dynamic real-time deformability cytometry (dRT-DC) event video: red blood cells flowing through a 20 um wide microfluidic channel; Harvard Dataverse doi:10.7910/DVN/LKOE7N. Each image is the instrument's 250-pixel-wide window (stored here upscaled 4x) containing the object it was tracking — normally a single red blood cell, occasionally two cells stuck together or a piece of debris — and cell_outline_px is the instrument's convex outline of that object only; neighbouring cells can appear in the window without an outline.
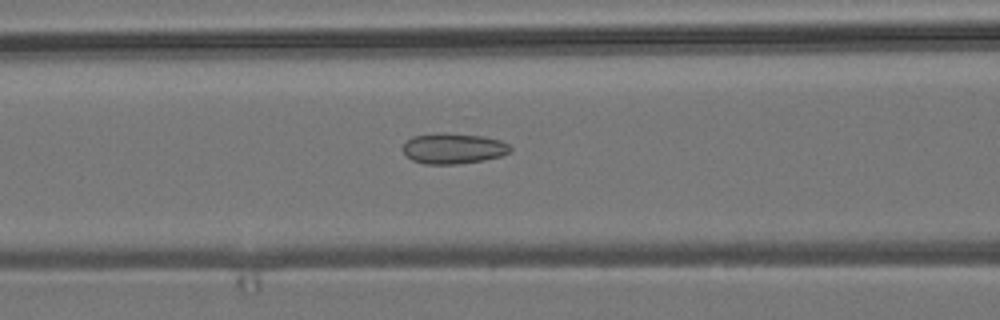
{"species": "common noctule bat (a hibernating species)", "species_latin": "Nyctalus noctula", "temperature_condition": "room temperature", "stored_images_in_passage": 53, "camera_frame_rate_fps": 3000, "um_per_image_px": 0.085, "animal": {"sex": "male", "body_mass_g": 19.2, "forearm_length_mm": 51.8}, "frame": {"image": 1, "passage_image": 22, "time_ms": 7.0, "image_size_px": [1000, 320], "cell_outline_px": [[512, 152], [500, 156], [484, 160], [456, 164], [424, 164], [412, 160], [404, 152], [404, 144], [412, 136], [448, 132], [484, 136], [500, 140], [508, 144], [512, 148]], "centroid_in_image_um": [38.57, 12.61], "position_along_channel_um": 128.0, "area_um2": 19.19}}
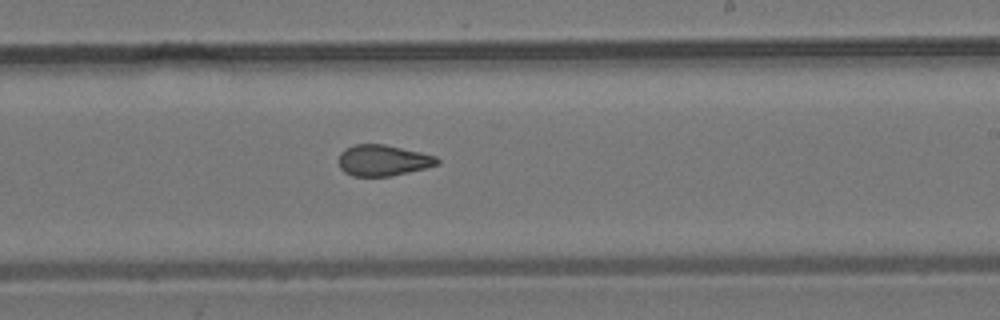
{"frame": {"image": 2, "passage_image": 32, "time_ms": 10.333, "image_size_px": [1000, 320], "cell_outline_px": [[440, 164], [408, 172], [388, 176], [352, 176], [344, 172], [340, 168], [340, 152], [344, 148], [356, 144], [384, 144], [420, 152], [436, 156], [440, 160]], "centroid_in_image_um": [32.55, 13.62], "position_along_channel_um": 256.4, "area_um2": 17.74}}
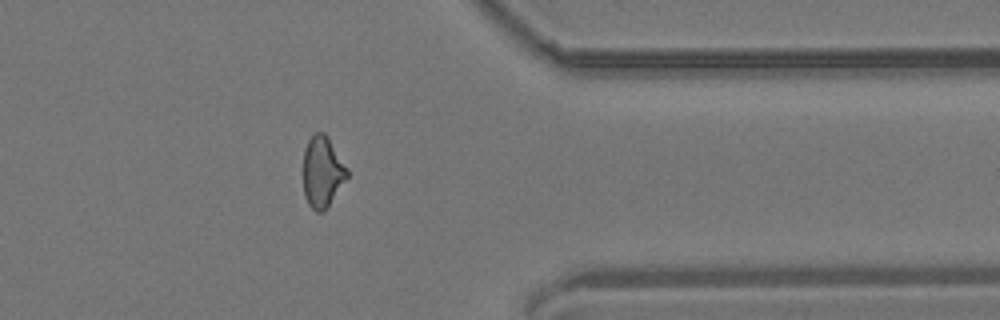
{"frame": {"image": 3, "passage_image": 43, "time_ms": 14.0, "image_size_px": [1000, 320], "cell_outline_px": [[348, 176], [328, 204], [320, 212], [316, 212], [308, 204], [304, 196], [304, 148], [308, 140], [316, 132], [324, 132], [328, 136], [348, 168]], "centroid_in_image_um": [27.4, 14.56], "position_along_channel_um": 384.0, "area_um2": 17.92}, "authors_computed_cell_mechanics": {"area_um2": 18.7272, "velocity_mm_per_s": 3.8577, "shape_relaxation_time_tau1_ms": null, "shape_relaxation_time_tau2_ms": 2.0, "deformation_change_tau1": null, "deformation_change_tau2": 0.092}}